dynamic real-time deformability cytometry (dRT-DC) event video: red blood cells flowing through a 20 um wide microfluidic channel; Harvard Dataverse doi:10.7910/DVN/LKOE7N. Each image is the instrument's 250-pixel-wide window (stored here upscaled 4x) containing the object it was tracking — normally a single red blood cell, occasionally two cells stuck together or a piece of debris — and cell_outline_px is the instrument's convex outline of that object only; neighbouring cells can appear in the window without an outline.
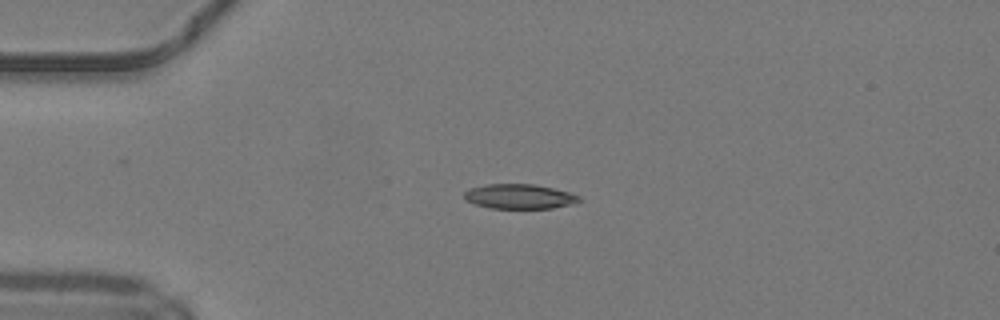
{"species": "common noctule bat (a hibernating species)", "species_latin": "Nyctalus noctula", "temperature_condition": "warm", "stored_images_in_passage": 27, "camera_frame_rate_fps": 3000, "um_per_image_px": 0.085, "animal": {"sex": "male", "body_mass_g": 19.2, "forearm_length_mm": 51.8}, "frame": {"image": 1, "passage_image": 1, "time_ms": 0.0, "image_size_px": [1000, 320], "cell_outline_px": [[580, 200], [572, 204], [552, 208], [488, 208], [476, 204], [468, 200], [464, 196], [464, 192], [472, 188], [488, 184], [536, 184], [568, 192], [580, 196]], "centroid_in_image_um": [44.17, 16.7], "position_along_channel_um": 40.8, "area_um2": 16.3}}
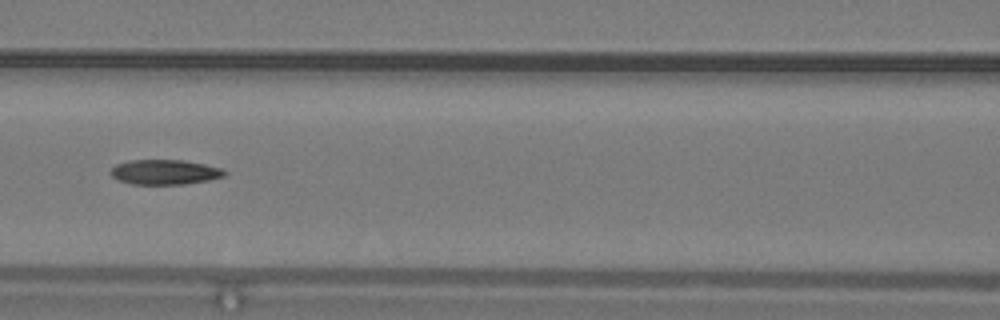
{"frame": {"image": 2, "passage_image": 11, "time_ms": 3.333, "image_size_px": [1000, 320], "cell_outline_px": [[228, 172], [224, 176], [208, 180], [184, 184], [132, 184], [116, 180], [112, 176], [112, 168], [116, 164], [128, 160], [184, 160], [224, 168]], "centroid_in_image_um": [14.02, 14.62], "position_along_channel_um": 152.6, "area_um2": 16.59}}
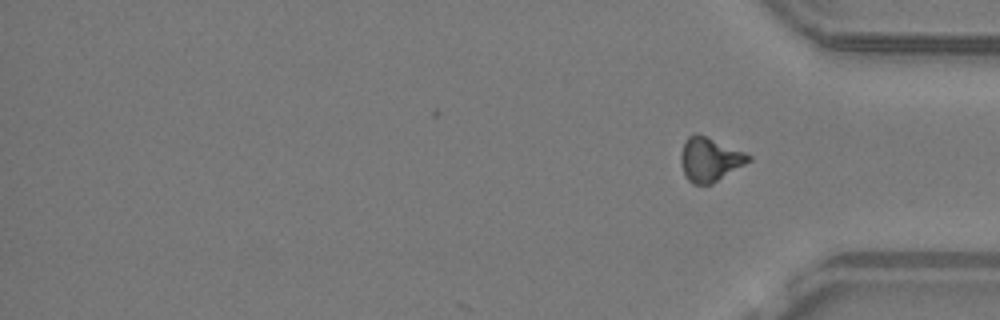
{"frame": {"image": 3, "passage_image": 27, "time_ms": 8.667, "image_size_px": [1000, 320], "cell_outline_px": [[752, 160], [712, 184], [692, 184], [688, 180], [680, 164], [680, 156], [684, 140], [688, 136], [696, 132], [744, 152], [752, 156]], "centroid_in_image_um": [60.31, 13.55], "position_along_channel_um": 374.9, "area_um2": 17.34}, "authors_computed_cell_mechanics": {"area_um2": 16.762, "velocity_mm_per_s": 4.2347, "shape_relaxation_time_tau1_ms": null, "shape_relaxation_time_tau2_ms": 4.4009, "deformation_change_tau1": null, "deformation_change_tau2": 0.1397}}